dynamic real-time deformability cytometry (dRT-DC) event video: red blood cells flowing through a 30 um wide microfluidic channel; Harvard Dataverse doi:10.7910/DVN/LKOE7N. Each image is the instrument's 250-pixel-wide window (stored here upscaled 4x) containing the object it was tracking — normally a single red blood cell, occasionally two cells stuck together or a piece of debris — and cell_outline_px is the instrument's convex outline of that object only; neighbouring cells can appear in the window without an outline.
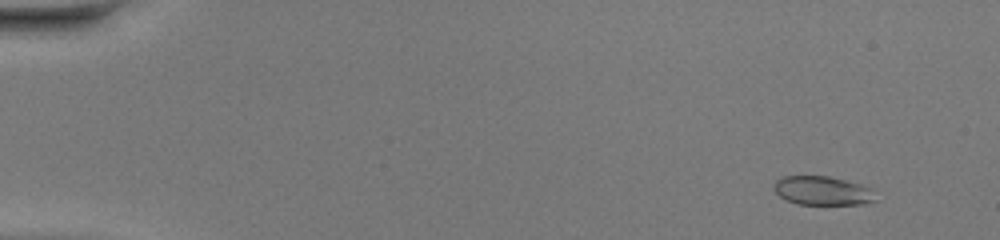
{"species": "common noctule bat (a hibernating species)", "species_latin": "Nyctalus noctula", "temperature_condition": "warm", "stored_images_in_passage": 46, "camera_frame_rate_fps": 3000, "um_per_image_px": 0.085, "animal": {"sex": "female", "body_mass_g": 20.0, "forearm_length_mm": 54.0}, "frame": {"image": 1, "passage_image": 2, "time_ms": 0.333, "image_size_px": [1000, 240], "cell_outline_px": [[876, 200], [864, 204], [796, 204], [780, 196], [772, 188], [776, 180], [784, 176], [828, 176], [860, 184], [872, 188]], "centroid_in_image_um": [69.91, 16.21], "position_along_channel_um": 15.1, "area_um2": 17.05}}
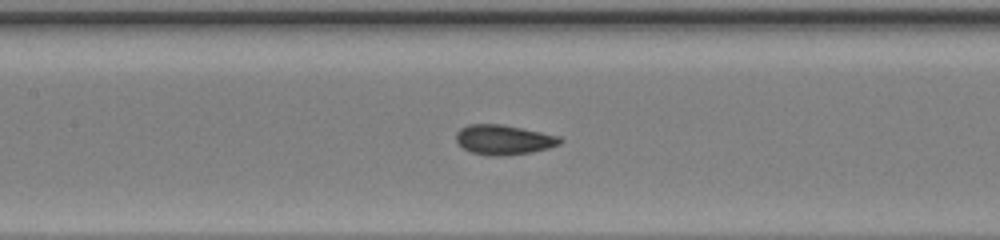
{"frame": {"image": 2, "passage_image": 22, "time_ms": 7.0, "image_size_px": [1000, 240], "cell_outline_px": [[564, 140], [560, 144], [548, 148], [532, 152], [504, 156], [488, 156], [472, 152], [464, 148], [456, 140], [456, 132], [460, 128], [468, 124], [504, 124], [560, 136]], "centroid_in_image_um": [42.83, 11.87], "position_along_channel_um": 164.6, "area_um2": 18.21}}
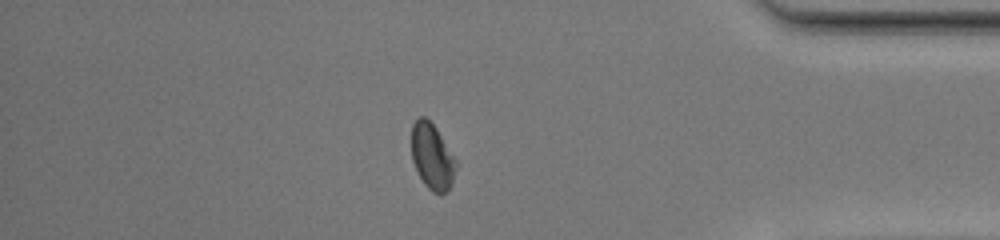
{"frame": {"image": 3, "passage_image": 40, "time_ms": 13.0, "image_size_px": [1000, 240], "cell_outline_px": [[456, 168], [452, 184], [440, 196], [432, 192], [424, 184], [412, 160], [412, 124], [420, 116], [424, 116], [436, 128], [456, 160]], "centroid_in_image_um": [36.73, 13.33], "position_along_channel_um": 398.5, "area_um2": 16.88}, "authors_computed_cell_mechanics": {"area_um2": 17.5712, "velocity_mm_per_s": 4.3406, "shape_relaxation_time_tau1_ms": 4.6794, "shape_relaxation_time_tau2_ms": 0.474, "deformation_change_tau1": 0.1149, "deformation_change_tau2": 0.0517}}